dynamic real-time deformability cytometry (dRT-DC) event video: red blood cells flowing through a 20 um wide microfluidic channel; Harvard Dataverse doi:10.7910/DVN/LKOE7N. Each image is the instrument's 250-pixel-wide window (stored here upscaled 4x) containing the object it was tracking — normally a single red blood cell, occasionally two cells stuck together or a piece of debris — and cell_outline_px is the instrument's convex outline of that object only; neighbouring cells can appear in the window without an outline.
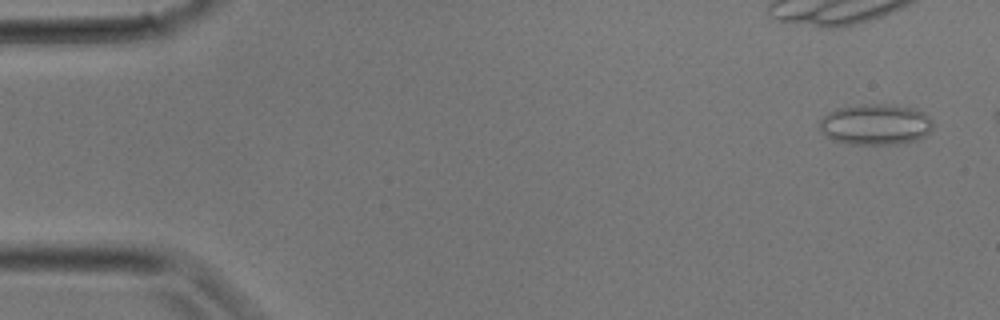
{"species": "common noctule bat (a hibernating species)", "species_latin": "Nyctalus noctula", "temperature_condition": "room temperature", "stored_images_in_passage": 9, "camera_frame_rate_fps": 3000, "um_per_image_px": 0.085, "animal": {"sex": "male", "body_mass_g": 17.9}, "frame": {"image": 1, "passage_image": 2, "time_ms": 0.333, "image_size_px": [1000, 320], "cell_outline_px": [[932, 128], [924, 136], [916, 140], [896, 144], [848, 144], [832, 140], [824, 136], [820, 128], [820, 120], [828, 112], [836, 108], [860, 104], [888, 104], [916, 108], [924, 112], [932, 120]], "centroid_in_image_um": [74.4, 10.57], "position_along_channel_um": 10.6, "area_um2": 27.28}}